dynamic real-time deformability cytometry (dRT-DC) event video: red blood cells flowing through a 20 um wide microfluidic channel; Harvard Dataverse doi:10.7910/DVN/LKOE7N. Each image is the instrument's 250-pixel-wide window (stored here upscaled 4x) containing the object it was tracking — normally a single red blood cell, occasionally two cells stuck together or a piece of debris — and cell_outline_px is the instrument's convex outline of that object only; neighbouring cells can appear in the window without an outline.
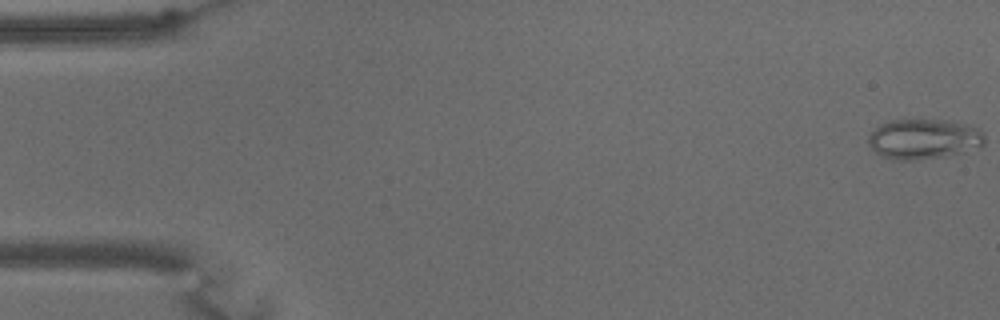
{"species": "common noctule bat (a hibernating species)", "species_latin": "Nyctalus noctula", "temperature_condition": "warm", "stored_images_in_passage": 69, "camera_frame_rate_fps": 3000, "um_per_image_px": 0.085, "animal": {"sex": "male", "body_mass_g": 15.6}, "frame": {"image": 1, "passage_image": 1, "time_ms": 0.0, "image_size_px": [1000, 320], "cell_outline_px": [[984, 144], [980, 148], [964, 152], [944, 156], [916, 160], [892, 160], [876, 152], [868, 144], [868, 136], [880, 124], [892, 120], [920, 116], [948, 120], [968, 124], [980, 128], [984, 136]], "centroid_in_image_um": [78.55, 11.76], "position_along_channel_um": 6.5, "area_um2": 28.15}}
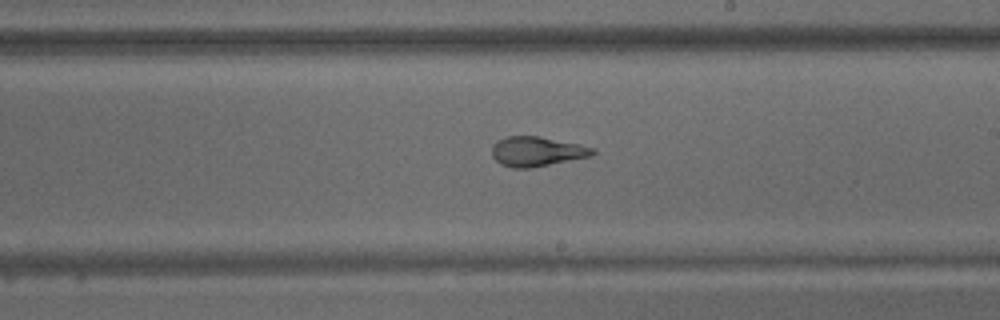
{"frame": {"image": 2, "passage_image": 40, "time_ms": 13.0, "image_size_px": [1000, 320], "cell_outline_px": [[596, 152], [592, 156], [532, 168], [512, 168], [500, 164], [492, 156], [492, 144], [496, 140], [508, 136], [540, 136], [580, 144], [592, 148]], "centroid_in_image_um": [45.61, 12.87], "position_along_channel_um": 243.4, "area_um2": 17.63}}
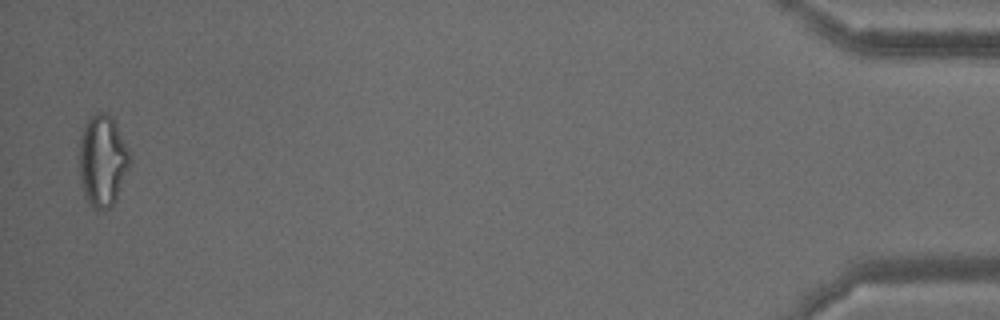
{"frame": {"image": 3, "passage_image": 68, "time_ms": 22.333, "image_size_px": [1000, 320], "cell_outline_px": [[132, 160], [116, 200], [104, 212], [96, 208], [88, 200], [84, 192], [80, 180], [80, 136], [84, 124], [96, 112], [104, 112], [112, 116], [116, 124]], "centroid_in_image_um": [8.73, 13.64], "position_along_channel_um": 426.5, "area_um2": 26.7}, "authors_computed_cell_mechanics": {"area_um2": 21.1548, "velocity_mm_per_s": 2.9263, "shape_relaxation_time_tau1_ms": null, "shape_relaxation_time_tau2_ms": 1.5539, "deformation_change_tau1": null, "deformation_change_tau2": 0.0773}}